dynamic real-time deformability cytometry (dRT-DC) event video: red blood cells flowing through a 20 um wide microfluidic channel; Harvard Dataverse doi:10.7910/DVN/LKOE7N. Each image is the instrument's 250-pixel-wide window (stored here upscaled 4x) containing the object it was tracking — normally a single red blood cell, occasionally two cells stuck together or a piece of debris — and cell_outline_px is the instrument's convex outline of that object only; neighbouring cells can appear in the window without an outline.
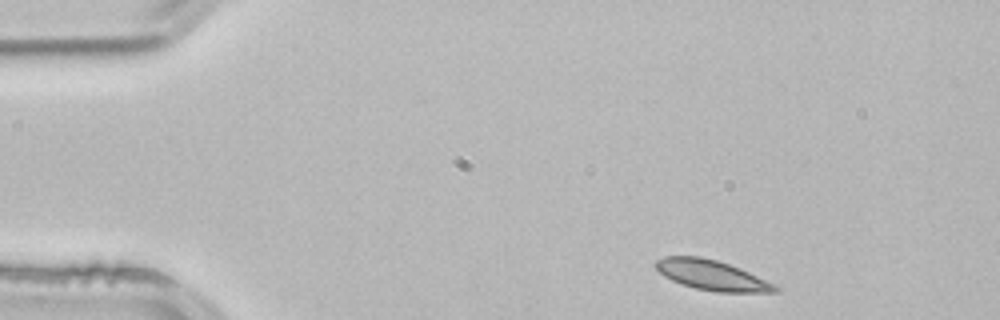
{"species": "common noctule bat (a hibernating species)", "species_latin": "Nyctalus noctula", "temperature_condition": "room temperature", "stored_images_in_passage": 2, "camera_frame_rate_fps": 3000, "um_per_image_px": 0.085, "animal": {"sex": "male", "body_mass_g": 21.5, "forearm_length_mm": 52.0}, "frame": {"image": 1, "passage_image": 1, "time_ms": 0.0, "image_size_px": [1000, 320], "cell_outline_px": [[780, 292], [716, 292], [696, 288], [680, 284], [664, 276], [656, 268], [656, 260], [664, 256], [700, 256], [716, 260], [740, 268], [780, 288]], "centroid_in_image_um": [60.47, 23.39], "position_along_channel_um": 24.5, "area_um2": 20.63}}